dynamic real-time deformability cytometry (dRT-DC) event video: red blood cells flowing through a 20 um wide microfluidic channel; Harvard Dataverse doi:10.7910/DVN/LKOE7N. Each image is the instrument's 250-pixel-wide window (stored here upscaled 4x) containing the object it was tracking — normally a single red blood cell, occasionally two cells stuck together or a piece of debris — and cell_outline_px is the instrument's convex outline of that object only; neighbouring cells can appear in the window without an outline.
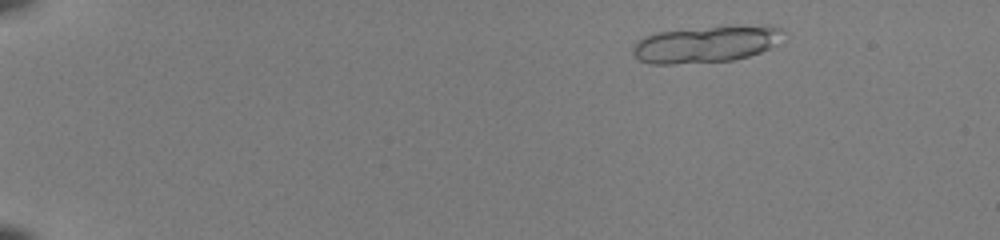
{"species": "common noctule bat (a hibernating species)", "species_latin": "Nyctalus noctula", "temperature_condition": "room temperature", "stored_images_in_passage": 20, "camera_frame_rate_fps": 3000, "um_per_image_px": 0.085, "animal": {"sex": "female", "body_mass_g": 22.0, "forearm_length_mm": 56.7}, "frame": {"image": 1, "passage_image": 6, "time_ms": 1.667, "image_size_px": [1000, 240], "cell_outline_px": [[784, 32], [768, 48], [760, 52], [748, 56], [732, 60], [672, 64], [652, 64], [640, 60], [632, 52], [632, 48], [644, 36], [656, 32], [732, 24], [768, 24], [780, 28]], "centroid_in_image_um": [60.01, 3.72], "position_along_channel_um": 25.0, "area_um2": 32.31}}